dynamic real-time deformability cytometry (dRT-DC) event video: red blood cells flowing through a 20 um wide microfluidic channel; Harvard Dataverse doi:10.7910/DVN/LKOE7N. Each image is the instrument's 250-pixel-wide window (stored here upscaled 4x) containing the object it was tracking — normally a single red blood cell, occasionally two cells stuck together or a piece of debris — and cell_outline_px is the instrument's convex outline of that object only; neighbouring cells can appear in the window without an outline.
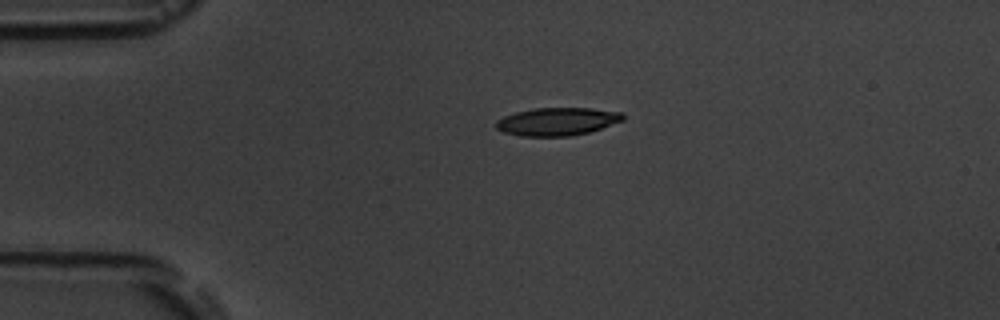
{"species": "common noctule bat (a hibernating species)", "species_latin": "Nyctalus noctula", "temperature_condition": "room temperature", "stored_images_in_passage": 4, "segment_of_instrument_passage": [1, 2], "camera_frame_rate_fps": 3000, "um_per_image_px": 0.085, "animal": {"sex": "male", "body_mass_g": 19.5, "forearm_length_mm": 54.6}, "frame": {"image": 1, "passage_image": 2, "time_ms": 1.333, "image_size_px": [1000, 320], "cell_outline_px": [[624, 120], [588, 132], [568, 136], [520, 136], [504, 132], [496, 128], [496, 120], [504, 116], [516, 112], [536, 108], [592, 108], [624, 112]], "centroid_in_image_um": [47.37, 10.32], "position_along_channel_um": 37.6, "area_um2": 20.58}}